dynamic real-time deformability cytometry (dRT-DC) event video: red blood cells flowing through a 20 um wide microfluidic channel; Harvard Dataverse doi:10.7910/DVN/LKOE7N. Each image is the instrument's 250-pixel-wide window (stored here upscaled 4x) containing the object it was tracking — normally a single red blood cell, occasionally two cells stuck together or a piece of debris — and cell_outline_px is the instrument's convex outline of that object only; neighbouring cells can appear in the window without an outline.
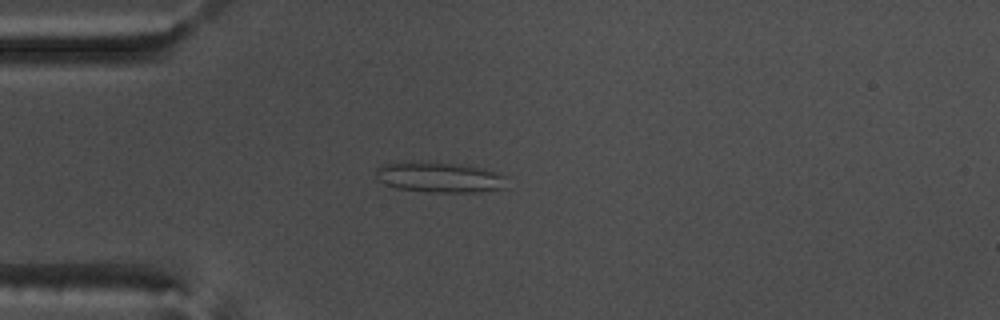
{"species": "common noctule bat (a hibernating species)", "species_latin": "Nyctalus noctula", "temperature_condition": "warm", "stored_images_in_passage": 54, "camera_frame_rate_fps": 3000, "um_per_image_px": 0.085, "animal": {"sex": "male", "body_mass_g": 17.5, "forearm_length_mm": 52.3}, "frame": {"image": 1, "passage_image": 14, "time_ms": 4.333, "image_size_px": [1000, 320], "cell_outline_px": [[508, 176], [504, 188], [480, 192], [432, 192], [396, 188], [384, 184], [376, 180], [376, 168], [384, 164], [460, 164], [484, 168]], "centroid_in_image_um": [37.43, 15.11], "position_along_channel_um": 47.6, "area_um2": 22.6}}
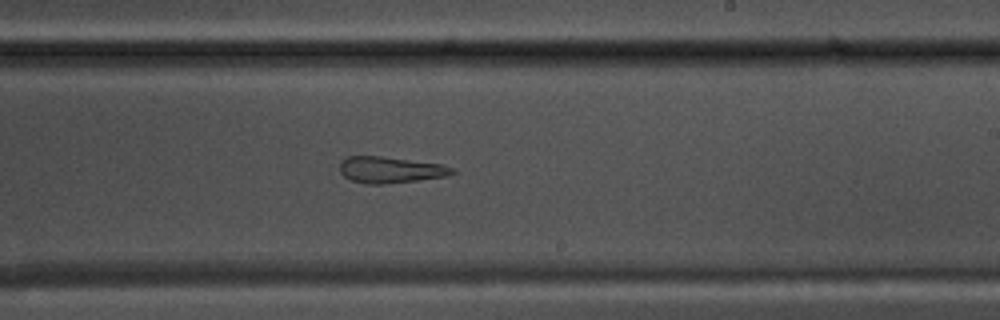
{"frame": {"image": 2, "passage_image": 32, "time_ms": 10.333, "image_size_px": [1000, 320], "cell_outline_px": [[456, 172], [448, 176], [384, 184], [364, 184], [352, 180], [344, 176], [340, 172], [340, 160], [348, 156], [380, 156], [440, 164], [456, 168]], "centroid_in_image_um": [33.17, 14.43], "position_along_channel_um": 255.8, "area_um2": 17.22}}
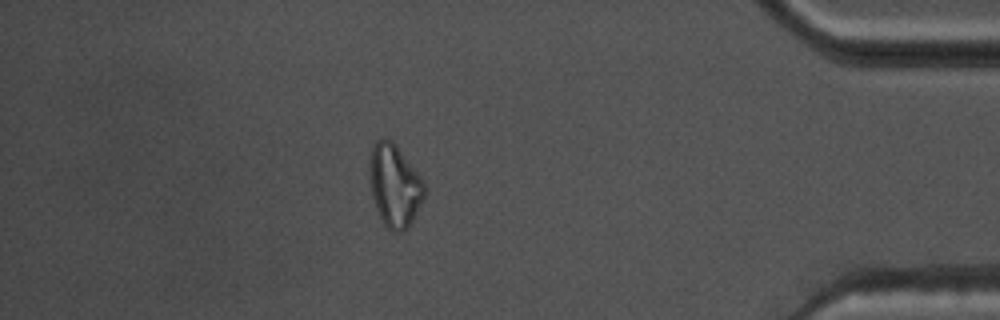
{"frame": {"image": 3, "passage_image": 47, "time_ms": 15.333, "image_size_px": [1000, 320], "cell_outline_px": [[424, 196], [412, 220], [400, 232], [392, 232], [384, 224], [380, 216], [372, 196], [368, 176], [368, 164], [372, 144], [376, 140], [392, 140], [396, 144], [424, 180]], "centroid_in_image_um": [33.5, 15.72], "position_along_channel_um": 401.7, "area_um2": 26.24}, "authors_computed_cell_mechanics": {"area_um2": 23.0333, "velocity_mm_per_s": 3.7228, "shape_relaxation_time_tau1_ms": null, "shape_relaxation_time_tau2_ms": 2.2041, "deformation_change_tau1": null, "deformation_change_tau2": 0.1113}}